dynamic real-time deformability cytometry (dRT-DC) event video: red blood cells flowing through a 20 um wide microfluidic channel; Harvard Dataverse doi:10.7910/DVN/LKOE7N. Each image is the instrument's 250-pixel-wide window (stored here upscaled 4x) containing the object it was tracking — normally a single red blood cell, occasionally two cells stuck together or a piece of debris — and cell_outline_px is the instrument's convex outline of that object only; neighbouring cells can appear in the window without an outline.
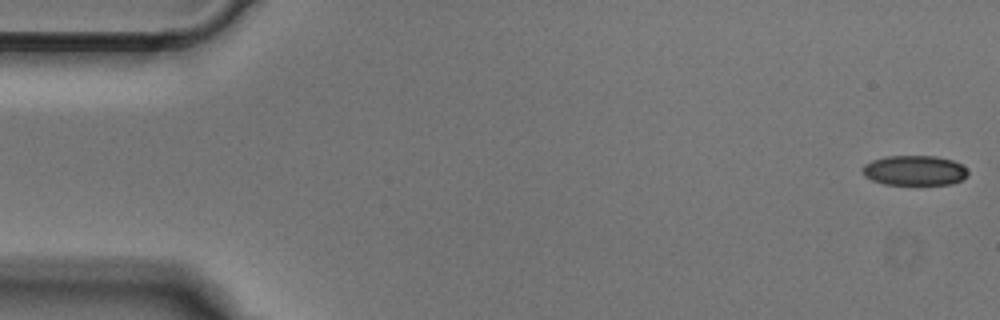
{"species": "Egyptian fruit bat (a non-hibernating species)", "species_latin": "Rousettus aegyptiacus", "temperature_condition": "cold", "stored_images_in_passage": 50, "camera_frame_rate_fps": 3000, "um_per_image_px": 0.085, "animal": {"sex": "male"}, "frame": {"image": 1, "passage_image": 1, "time_ms": 0.0, "image_size_px": [1000, 320], "cell_outline_px": [[968, 176], [952, 184], [884, 184], [872, 180], [864, 176], [860, 168], [864, 164], [872, 160], [888, 156], [936, 156], [952, 160], [960, 164], [968, 172]], "centroid_in_image_um": [77.69, 14.48], "position_along_channel_um": 7.3, "area_um2": 18.38}}
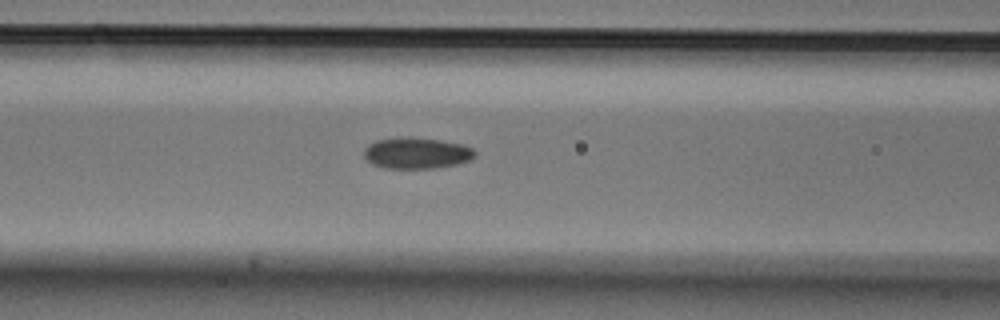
{"frame": {"image": 2, "passage_image": 20, "time_ms": 6.333, "image_size_px": [1000, 320], "cell_outline_px": [[476, 156], [468, 160], [456, 164], [432, 168], [384, 168], [372, 164], [364, 156], [364, 148], [368, 144], [376, 140], [400, 136], [440, 140], [464, 144], [472, 148], [476, 152]], "centroid_in_image_um": [35.39, 13.0], "position_along_channel_um": 131.2, "area_um2": 20.23}}
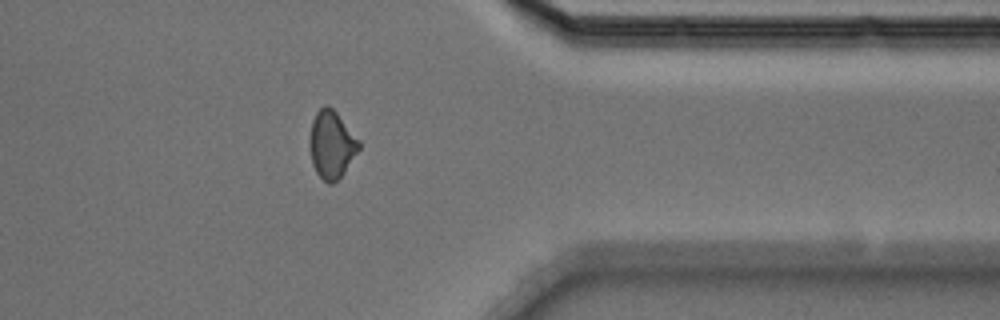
{"frame": {"image": 3, "passage_image": 40, "time_ms": 13.0, "image_size_px": [1000, 320], "cell_outline_px": [[360, 148], [344, 172], [332, 184], [328, 184], [316, 172], [312, 164], [308, 144], [312, 120], [316, 112], [324, 104], [328, 104], [336, 112], [360, 140]], "centroid_in_image_um": [28.16, 12.27], "position_along_channel_um": 383.2, "area_um2": 19.48}}